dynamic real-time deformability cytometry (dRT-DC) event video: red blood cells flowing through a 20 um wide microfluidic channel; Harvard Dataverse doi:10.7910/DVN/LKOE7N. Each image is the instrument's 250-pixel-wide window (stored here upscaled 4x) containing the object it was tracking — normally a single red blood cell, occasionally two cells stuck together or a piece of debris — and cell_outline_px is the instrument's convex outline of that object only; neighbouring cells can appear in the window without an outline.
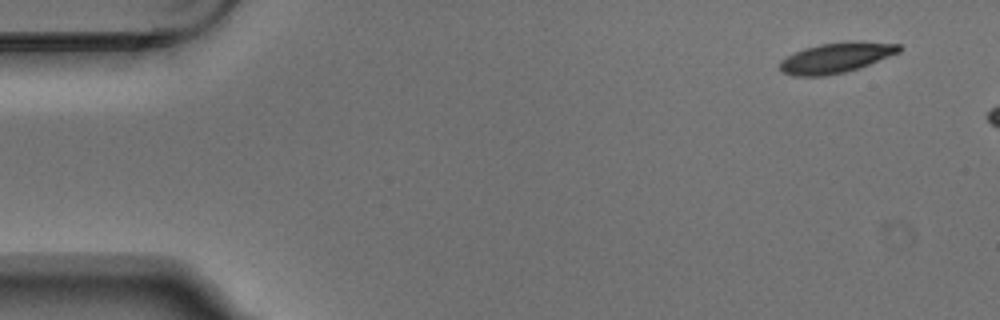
{"species": "Egyptian fruit bat (a non-hibernating species)", "species_latin": "Rousettus aegyptiacus", "temperature_condition": "warm", "stored_images_in_passage": 2, "camera_frame_rate_fps": 3000, "um_per_image_px": 0.085, "animal": {"sex": "male"}, "frame": {"image": 1, "passage_image": 1, "time_ms": 0.0, "image_size_px": [1000, 320], "cell_outline_px": [[904, 48], [900, 52], [860, 68], [844, 72], [824, 76], [792, 76], [784, 72], [780, 68], [780, 60], [804, 48], [820, 44], [852, 40], [860, 40], [900, 44]], "centroid_in_image_um": [71.13, 4.89], "position_along_channel_um": 13.9, "area_um2": 21.27}}